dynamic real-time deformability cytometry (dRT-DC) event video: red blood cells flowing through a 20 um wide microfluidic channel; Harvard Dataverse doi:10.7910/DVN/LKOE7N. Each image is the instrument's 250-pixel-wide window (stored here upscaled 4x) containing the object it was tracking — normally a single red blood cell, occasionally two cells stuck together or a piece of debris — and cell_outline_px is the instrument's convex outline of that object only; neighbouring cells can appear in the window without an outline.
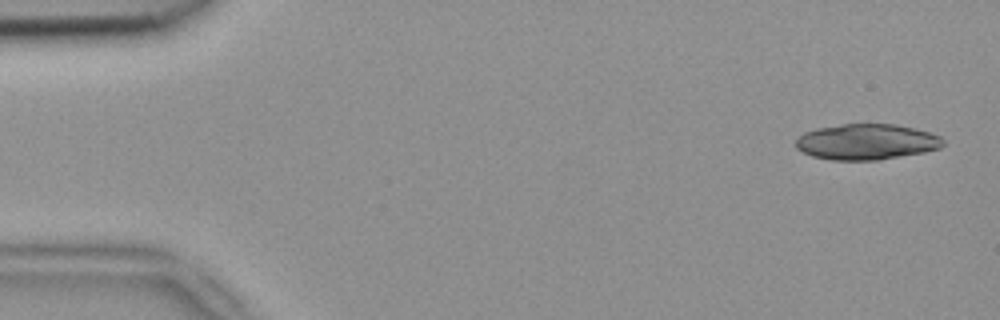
{"species": "common noctule bat (a hibernating species)", "species_latin": "Nyctalus noctula", "temperature_condition": "room temperature", "stored_images_in_passage": 4, "camera_frame_rate_fps": 3000, "um_per_image_px": 0.085, "animal": {"sex": "female", "body_mass_g": 18.4}, "frame": {"image": 1, "passage_image": 1, "time_ms": 0.0, "image_size_px": [1000, 320], "cell_outline_px": [[944, 144], [940, 148], [924, 152], [880, 160], [832, 160], [812, 156], [796, 148], [796, 140], [804, 132], [816, 128], [840, 124], [896, 124], [928, 132], [940, 136], [944, 140]], "centroid_in_image_um": [73.65, 12.06], "position_along_channel_um": 11.3, "area_um2": 30.69}}